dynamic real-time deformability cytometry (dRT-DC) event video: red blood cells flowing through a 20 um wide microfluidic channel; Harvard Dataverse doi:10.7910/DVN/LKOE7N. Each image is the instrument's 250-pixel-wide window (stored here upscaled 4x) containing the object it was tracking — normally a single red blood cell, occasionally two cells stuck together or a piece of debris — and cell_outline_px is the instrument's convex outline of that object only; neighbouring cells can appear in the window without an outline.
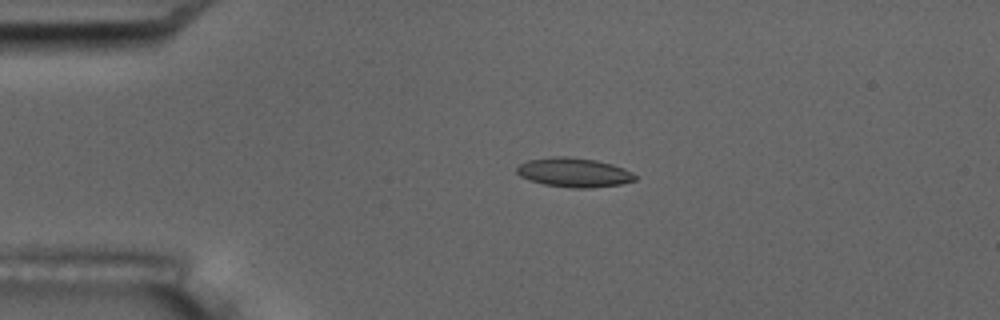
{"species": "common noctule bat (a hibernating species)", "species_latin": "Nyctalus noctula", "temperature_condition": "room temperature", "stored_images_in_passage": 4, "camera_frame_rate_fps": 3000, "um_per_image_px": 0.085, "animal": {"sex": "male", "body_mass_g": 17.5, "forearm_length_mm": 52.3}, "frame": {"image": 1, "passage_image": 3, "time_ms": 2.333, "image_size_px": [1000, 320], "cell_outline_px": [[636, 180], [620, 184], [588, 188], [572, 188], [544, 184], [520, 176], [516, 172], [516, 168], [520, 164], [528, 160], [552, 156], [568, 156], [596, 160], [612, 164], [624, 168], [632, 172], [636, 176]], "centroid_in_image_um": [48.79, 14.65], "position_along_channel_um": 36.2, "area_um2": 20.11}}